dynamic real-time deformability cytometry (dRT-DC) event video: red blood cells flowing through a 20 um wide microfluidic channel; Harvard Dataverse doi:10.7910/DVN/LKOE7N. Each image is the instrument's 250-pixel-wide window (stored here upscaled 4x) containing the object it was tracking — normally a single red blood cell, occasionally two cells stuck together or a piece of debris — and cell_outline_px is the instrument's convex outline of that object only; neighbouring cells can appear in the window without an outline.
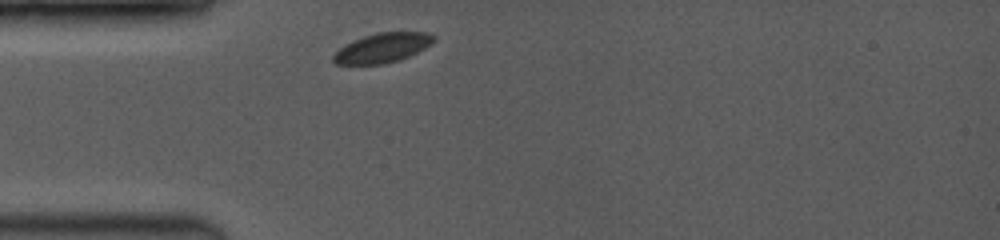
{"species": "common noctule bat (a hibernating species)", "species_latin": "Nyctalus noctula", "temperature_condition": "room temperature", "stored_images_in_passage": 4, "camera_frame_rate_fps": 3500, "um_per_image_px": 0.085, "animal": {"sex": "female", "body_mass_g": 19.0, "forearm_length_mm": 53.3}, "frame": {"image": 1, "passage_image": 1, "time_ms": 0.0, "image_size_px": [1000, 240], "cell_outline_px": [[436, 40], [432, 44], [408, 56], [396, 60], [380, 64], [336, 64], [332, 60], [332, 56], [344, 44], [352, 40], [376, 32], [428, 32], [436, 36]], "centroid_in_image_um": [32.51, 4.04], "position_along_channel_um": 52.5, "area_um2": 17.22}}
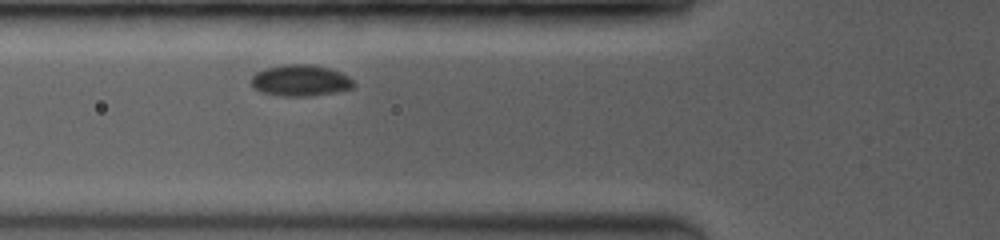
{"frame": {"image": 2, "passage_image": 4, "time_ms": 1.429, "image_size_px": [1000, 240], "cell_outline_px": [[356, 84], [352, 88], [336, 92], [312, 96], [280, 96], [260, 92], [252, 84], [252, 76], [256, 72], [264, 68], [284, 64], [312, 64], [328, 68], [340, 72], [348, 76]], "centroid_in_image_um": [25.54, 6.84], "position_along_channel_um": 100.3, "area_um2": 18.79}}